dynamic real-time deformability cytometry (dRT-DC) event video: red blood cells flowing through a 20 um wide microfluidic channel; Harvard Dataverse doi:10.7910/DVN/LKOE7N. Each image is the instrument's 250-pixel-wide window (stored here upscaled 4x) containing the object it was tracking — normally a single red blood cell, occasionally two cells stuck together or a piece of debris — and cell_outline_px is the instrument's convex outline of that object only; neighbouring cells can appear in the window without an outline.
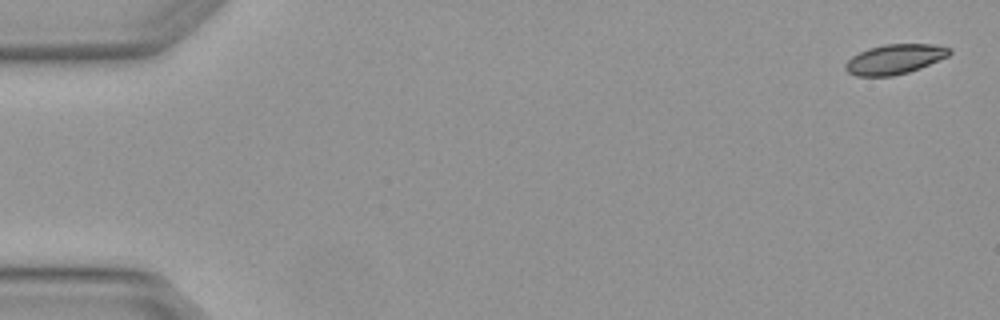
{"species": "Egyptian fruit bat (a non-hibernating species)", "species_latin": "Rousettus aegyptiacus", "temperature_condition": "warm", "stored_images_in_passage": 4, "camera_frame_rate_fps": 3000, "um_per_image_px": 0.085, "animal": {"sex": "female"}, "frame": {"image": 1, "passage_image": 1, "time_ms": 0.0, "image_size_px": [1000, 320], "cell_outline_px": [[952, 52], [948, 56], [920, 68], [908, 72], [892, 76], [856, 76], [848, 72], [844, 68], [844, 64], [852, 56], [868, 48], [884, 44], [932, 44], [952, 48]], "centroid_in_image_um": [76.04, 5.03], "position_along_channel_um": 9.0, "area_um2": 18.09}}
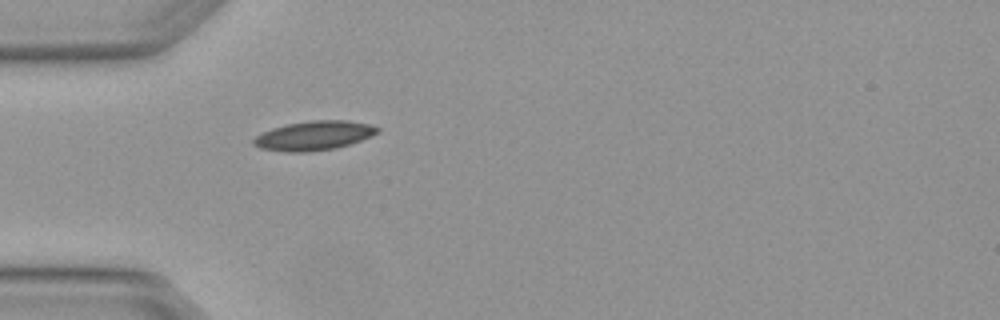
{"frame": {"image": 2, "passage_image": 4, "time_ms": 1.0, "image_size_px": [1000, 320], "cell_outline_px": [[380, 132], [372, 136], [336, 148], [308, 152], [284, 152], [260, 148], [252, 144], [252, 140], [256, 136], [272, 128], [284, 124], [308, 120], [348, 120], [368, 124], [380, 128]], "centroid_in_image_um": [26.67, 11.52], "position_along_channel_um": 58.3, "area_um2": 21.27}}